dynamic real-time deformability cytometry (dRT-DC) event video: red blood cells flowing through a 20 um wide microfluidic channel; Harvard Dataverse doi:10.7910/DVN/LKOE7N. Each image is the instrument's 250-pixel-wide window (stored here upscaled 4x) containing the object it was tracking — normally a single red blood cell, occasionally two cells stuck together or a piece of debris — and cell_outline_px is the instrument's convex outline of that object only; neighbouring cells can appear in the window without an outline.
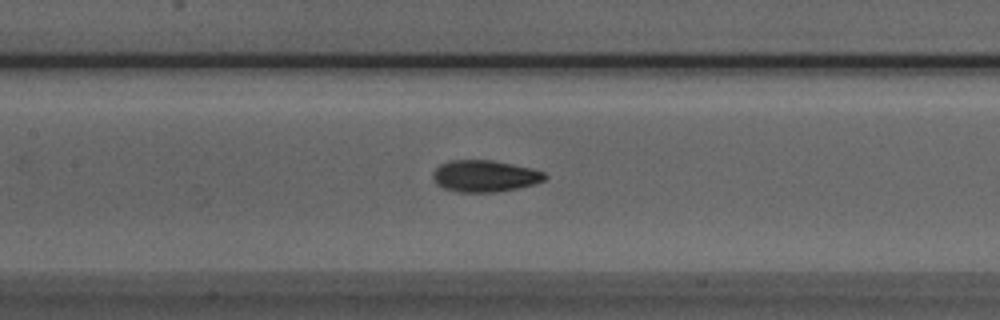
{"species": "Egyptian fruit bat (a non-hibernating species)", "species_latin": "Rousettus aegyptiacus", "temperature_condition": "room temperature", "stored_images_in_passage": 31, "camera_frame_rate_fps": 3000, "um_per_image_px": 0.085, "animal": {"sex": "male"}, "frame": {"image": 1, "passage_image": 18, "time_ms": 5.667, "image_size_px": [1000, 320], "cell_outline_px": [[548, 176], [544, 180], [532, 184], [516, 188], [496, 192], [456, 192], [444, 188], [436, 184], [432, 176], [432, 172], [440, 164], [448, 160], [492, 160], [532, 168], [544, 172]], "centroid_in_image_um": [41.17, 14.96], "position_along_channel_um": 166.2, "area_um2": 20.69}}
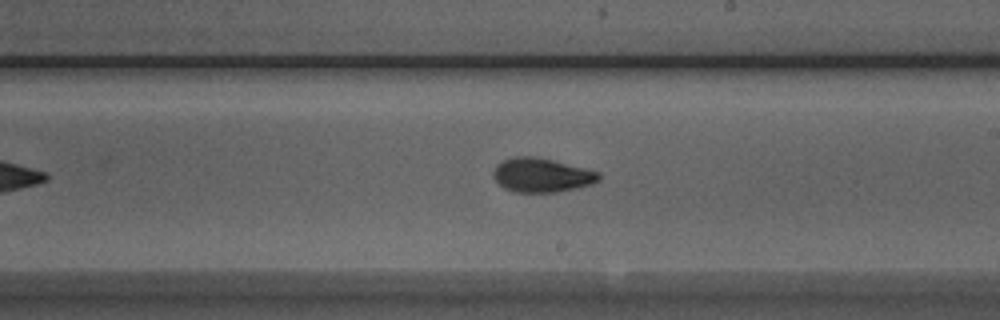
{"frame": {"image": 2, "passage_image": 24, "time_ms": 7.667, "image_size_px": [1000, 320], "cell_outline_px": [[600, 180], [592, 184], [576, 188], [556, 192], [512, 192], [504, 188], [492, 176], [492, 172], [496, 164], [512, 156], [532, 156], [552, 160], [600, 172]], "centroid_in_image_um": [46.02, 14.89], "position_along_channel_um": 243.0, "area_um2": 20.98}}
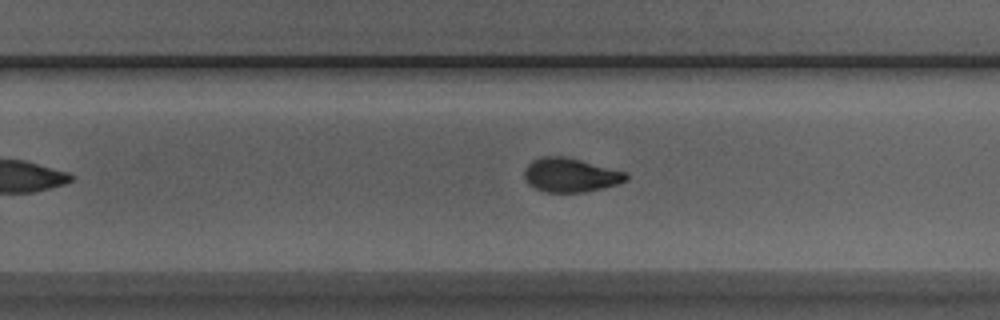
{"frame": {"image": 3, "passage_image": 27, "time_ms": 8.667, "image_size_px": [1000, 320], "cell_outline_px": [[628, 180], [616, 184], [584, 192], [544, 192], [528, 184], [524, 176], [524, 168], [532, 160], [544, 156], [564, 156], [628, 172]], "centroid_in_image_um": [48.48, 14.87], "position_along_channel_um": 281.3, "area_um2": 20.11}}